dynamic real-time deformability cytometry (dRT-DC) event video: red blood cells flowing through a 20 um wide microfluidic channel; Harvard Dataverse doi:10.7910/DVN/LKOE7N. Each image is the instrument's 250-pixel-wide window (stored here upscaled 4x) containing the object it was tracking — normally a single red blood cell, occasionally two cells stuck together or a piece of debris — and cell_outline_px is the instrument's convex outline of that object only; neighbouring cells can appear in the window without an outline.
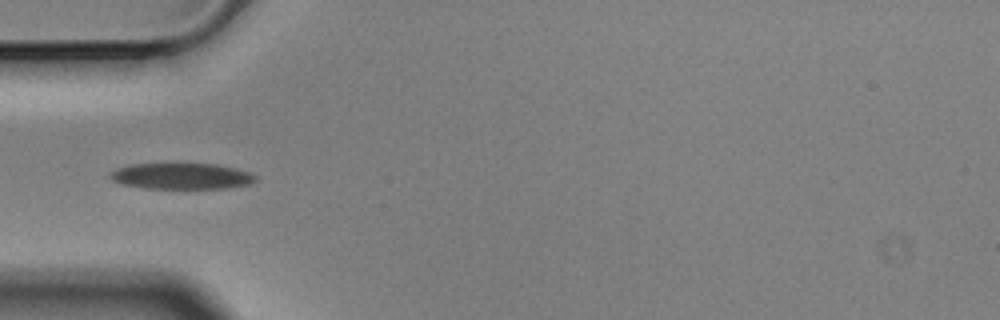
{"species": "Egyptian fruit bat (a non-hibernating species)", "species_latin": "Rousettus aegyptiacus", "temperature_condition": "cold", "stored_images_in_passage": 5, "camera_frame_rate_fps": 3000, "um_per_image_px": 0.085, "animal": {"sex": "male"}, "frame": {"image": 1, "passage_image": 5, "time_ms": 1.333, "image_size_px": [1000, 320], "cell_outline_px": [[256, 180], [252, 184], [228, 188], [144, 188], [120, 184], [112, 180], [108, 176], [116, 168], [132, 164], [216, 164], [236, 168], [248, 172], [256, 176]], "centroid_in_image_um": [15.43, 14.97], "position_along_channel_um": 69.6, "area_um2": 22.08}}